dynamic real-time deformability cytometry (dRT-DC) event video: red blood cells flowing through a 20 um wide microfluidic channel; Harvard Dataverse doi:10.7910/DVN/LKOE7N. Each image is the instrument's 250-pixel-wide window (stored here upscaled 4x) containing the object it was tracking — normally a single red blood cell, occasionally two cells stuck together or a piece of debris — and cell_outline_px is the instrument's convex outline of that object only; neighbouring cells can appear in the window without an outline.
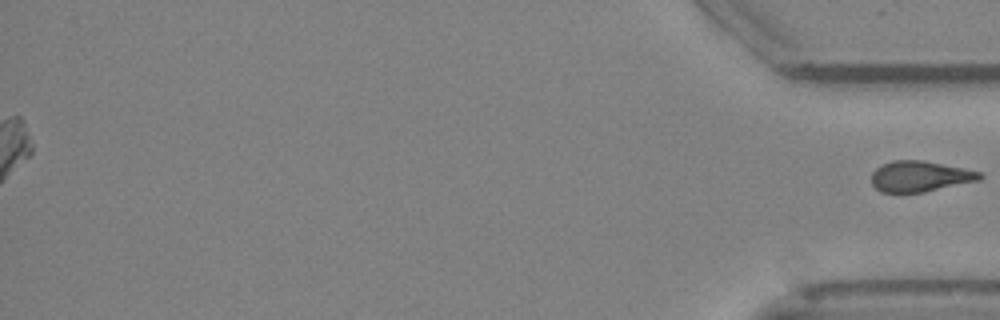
{"species": "Egyptian fruit bat (a non-hibernating species)", "species_latin": "Rousettus aegyptiacus", "temperature_condition": "cold", "stored_images_in_passage": 46, "segment_of_instrument_passage": [2, 2], "camera_frame_rate_fps": 3000, "um_per_image_px": 0.085, "animal": {"sex": "female"}, "frame": {"image": 1, "passage_image": 46, "time_ms": 15.0, "image_size_px": [1000, 320], "cell_outline_px": [[984, 176], [980, 180], [924, 192], [880, 192], [872, 184], [872, 172], [880, 164], [892, 160], [924, 160], [964, 168], [980, 172]], "centroid_in_image_um": [78.19, 14.98], "position_along_channel_um": 357.0, "area_um2": 19.48}}